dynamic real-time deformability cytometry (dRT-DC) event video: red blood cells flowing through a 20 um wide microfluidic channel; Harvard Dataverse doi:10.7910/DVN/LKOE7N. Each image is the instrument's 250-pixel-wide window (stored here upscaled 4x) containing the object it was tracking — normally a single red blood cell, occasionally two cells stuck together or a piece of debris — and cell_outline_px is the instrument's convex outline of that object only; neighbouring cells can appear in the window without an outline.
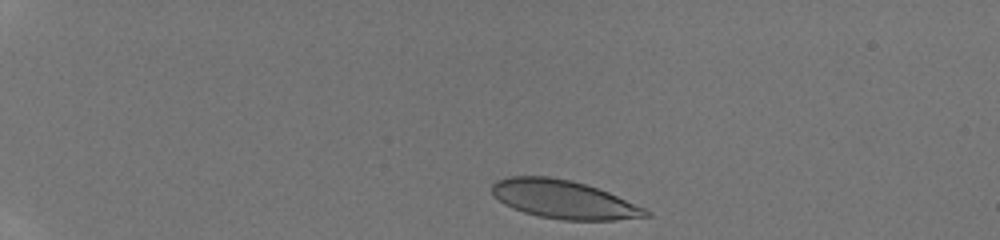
{"species": "human", "species_latin": "Homo sapiens", "temperature_condition": "room temperature", "stored_images_in_passage": 38, "camera_frame_rate_fps": 3000, "um_per_image_px": 0.085, "donor": {"sex": "male"}, "frame": {"image": 1, "passage_image": 2, "time_ms": 0.333, "image_size_px": [1000, 240], "cell_outline_px": [[652, 216], [616, 220], [564, 220], [540, 216], [524, 212], [512, 208], [504, 204], [492, 192], [492, 184], [496, 180], [508, 176], [548, 176], [572, 180], [608, 192], [644, 208], [652, 212]], "centroid_in_image_um": [47.91, 16.95], "position_along_channel_um": 37.1, "area_um2": 34.22}}
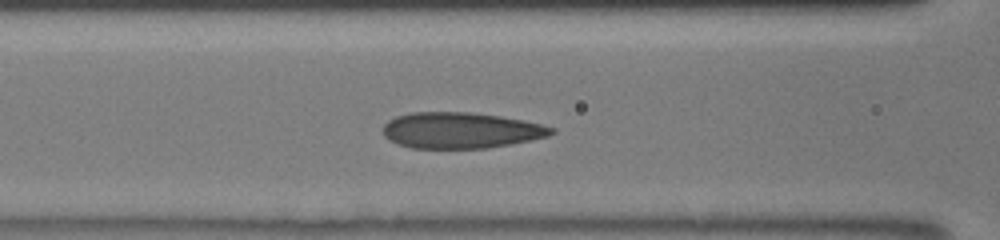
{"frame": {"image": 2, "passage_image": 15, "time_ms": 4.667, "image_size_px": [1000, 240], "cell_outline_px": [[556, 132], [548, 136], [512, 144], [488, 148], [412, 148], [396, 144], [388, 140], [384, 136], [384, 124], [388, 120], [396, 116], [412, 112], [468, 112], [500, 116], [524, 120], [556, 128]], "centroid_in_image_um": [39.16, 11.08], "position_along_channel_um": 127.4, "area_um2": 35.49}}
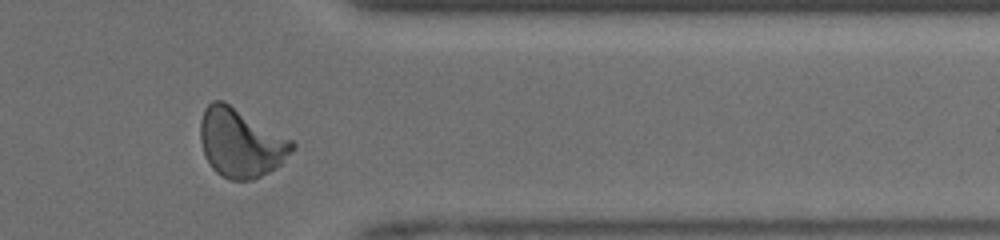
{"frame": {"image": 3, "passage_image": 34, "time_ms": 11.0, "image_size_px": [1000, 240], "cell_outline_px": [[296, 148], [276, 168], [252, 180], [232, 180], [220, 176], [212, 168], [204, 156], [200, 140], [200, 120], [204, 108], [212, 100], [224, 100], [292, 140], [296, 144]], "centroid_in_image_um": [20.44, 12.14], "position_along_channel_um": 391.0, "area_um2": 36.99}, "authors_computed_cell_mechanics": {"area_um2": 34.9401, "velocity_mm_per_s": 4.2122, "shape_relaxation_time_tau1_ms": 6.1196, "shape_relaxation_time_tau2_ms": null, "deformation_change_tau1": 0.2062, "deformation_change_tau2": null}}